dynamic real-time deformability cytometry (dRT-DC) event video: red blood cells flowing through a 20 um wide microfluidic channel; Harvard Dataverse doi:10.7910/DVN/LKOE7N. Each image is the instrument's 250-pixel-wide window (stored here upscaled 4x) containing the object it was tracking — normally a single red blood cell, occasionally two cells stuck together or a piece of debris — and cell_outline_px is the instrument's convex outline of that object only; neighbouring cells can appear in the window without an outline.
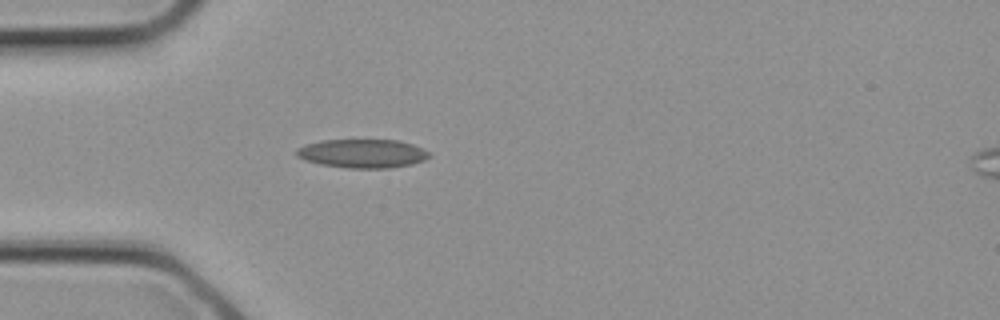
{"species": "common noctule bat (a hibernating species)", "species_latin": "Nyctalus noctula", "temperature_condition": "cold", "stored_images_in_passage": 3, "camera_frame_rate_fps": 3000, "um_per_image_px": 0.085, "animal": {"sex": "female", "body_mass_g": 21.9}, "frame": {"image": 1, "passage_image": 2, "time_ms": 0.333, "image_size_px": [1000, 320], "cell_outline_px": [[432, 156], [424, 160], [412, 164], [388, 168], [348, 168], [320, 164], [304, 160], [296, 156], [296, 148], [304, 144], [320, 140], [400, 140], [412, 144], [432, 152]], "centroid_in_image_um": [30.81, 13.04], "position_along_channel_um": 54.2, "area_um2": 22.48}}